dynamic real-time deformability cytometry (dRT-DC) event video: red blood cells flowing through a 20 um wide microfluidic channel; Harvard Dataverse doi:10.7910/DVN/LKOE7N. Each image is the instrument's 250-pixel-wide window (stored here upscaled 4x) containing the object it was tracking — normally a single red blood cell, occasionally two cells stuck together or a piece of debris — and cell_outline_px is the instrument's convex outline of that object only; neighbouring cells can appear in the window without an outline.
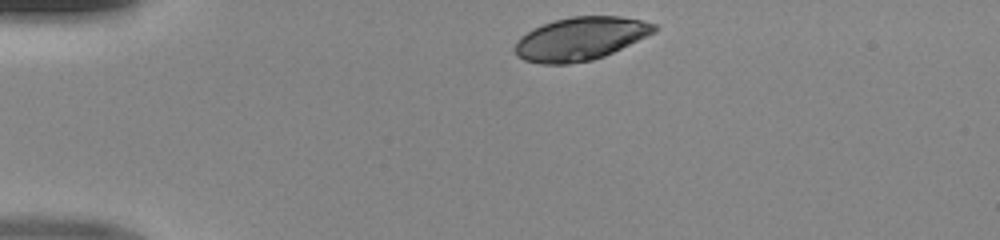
{"species": "human", "species_latin": "Homo sapiens", "temperature_condition": "room temperature", "stored_images_in_passage": 32, "camera_frame_rate_fps": 3000, "um_per_image_px": 0.085, "donor": {"sex": "male"}, "frame": {"image": 1, "passage_image": 1, "time_ms": 0.0, "image_size_px": [1000, 240], "cell_outline_px": [[656, 32], [604, 56], [592, 60], [568, 64], [540, 64], [524, 60], [516, 56], [512, 48], [516, 40], [520, 36], [532, 28], [556, 20], [572, 16], [620, 16], [640, 20], [656, 24]], "centroid_in_image_um": [49.28, 3.3], "position_along_channel_um": 35.7, "area_um2": 35.2}}
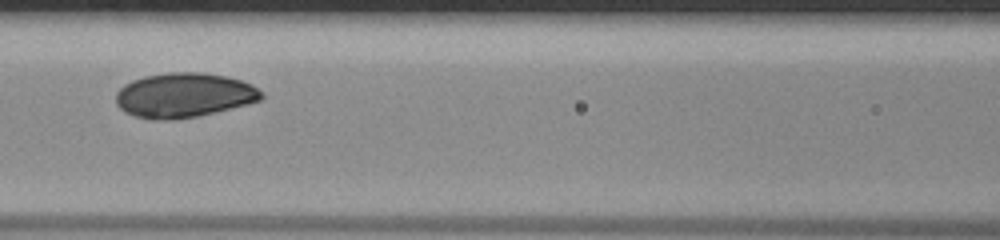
{"frame": {"image": 2, "passage_image": 13, "time_ms": 4.0, "image_size_px": [1000, 240], "cell_outline_px": [[264, 96], [260, 100], [248, 104], [196, 116], [172, 120], [152, 120], [136, 116], [124, 112], [116, 104], [116, 92], [124, 84], [132, 80], [144, 76], [168, 72], [204, 72], [224, 76], [240, 80], [252, 84]], "centroid_in_image_um": [15.6, 8.09], "position_along_channel_um": 151.0, "area_um2": 37.8}}
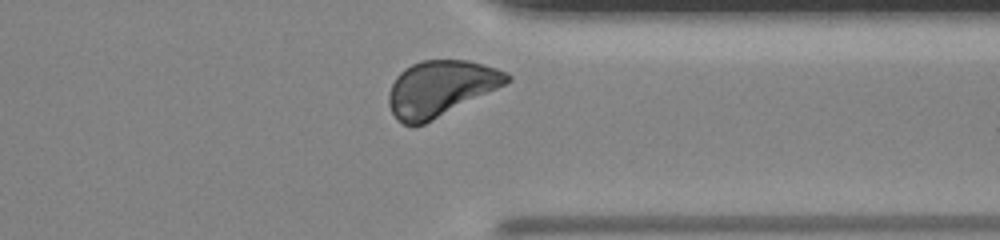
{"frame": {"image": 3, "passage_image": 29, "time_ms": 9.333, "image_size_px": [1000, 240], "cell_outline_px": [[512, 80], [424, 124], [412, 128], [396, 120], [388, 104], [388, 92], [396, 76], [404, 68], [420, 60], [468, 60], [484, 64], [508, 72], [512, 76]], "centroid_in_image_um": [37.4, 7.51], "position_along_channel_um": 374.0, "area_um2": 38.26}}